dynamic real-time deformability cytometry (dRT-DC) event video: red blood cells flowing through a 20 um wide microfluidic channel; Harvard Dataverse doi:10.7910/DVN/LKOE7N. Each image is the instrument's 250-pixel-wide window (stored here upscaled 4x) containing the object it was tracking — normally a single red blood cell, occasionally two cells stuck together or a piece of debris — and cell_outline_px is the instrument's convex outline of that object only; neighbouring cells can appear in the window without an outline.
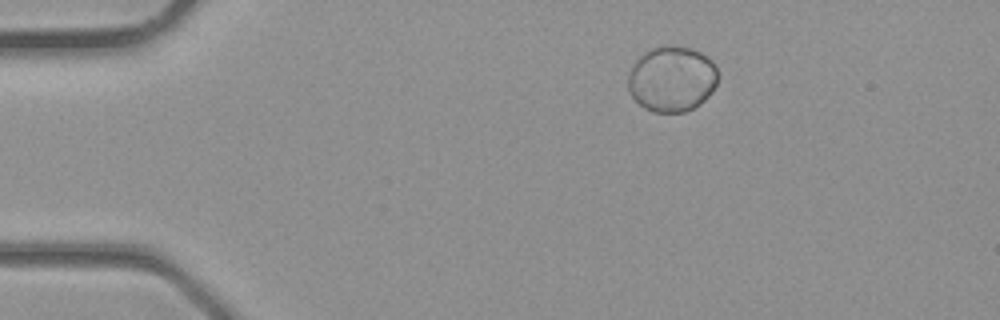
{"species": "common noctule bat (a hibernating species)", "species_latin": "Nyctalus noctula", "temperature_condition": "room temperature", "stored_images_in_passage": 4, "camera_frame_rate_fps": 3000, "um_per_image_px": 0.085, "animal": {"sex": "male", "body_mass_g": 23.1, "forearm_length_mm": 52.7}, "frame": {"image": 1, "passage_image": 2, "time_ms": 0.333, "image_size_px": [1000, 320], "cell_outline_px": [[716, 84], [712, 92], [700, 104], [684, 112], [652, 112], [644, 108], [628, 92], [628, 72], [632, 64], [644, 52], [652, 48], [688, 48], [700, 52], [716, 68]], "centroid_in_image_um": [57.06, 6.76], "position_along_channel_um": 27.9, "area_um2": 33.7}}